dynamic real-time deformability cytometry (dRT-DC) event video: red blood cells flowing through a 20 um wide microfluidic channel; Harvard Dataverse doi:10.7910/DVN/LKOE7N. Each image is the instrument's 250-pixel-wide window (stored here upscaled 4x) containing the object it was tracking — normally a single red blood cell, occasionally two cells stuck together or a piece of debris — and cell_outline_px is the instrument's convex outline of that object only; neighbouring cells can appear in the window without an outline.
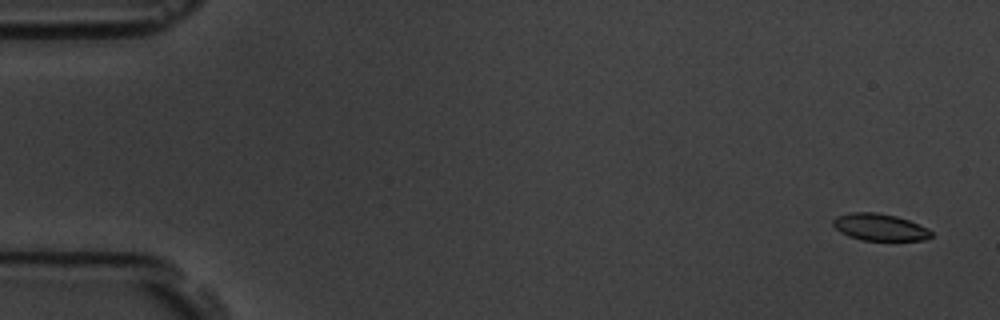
{"species": "common noctule bat (a hibernating species)", "species_latin": "Nyctalus noctula", "temperature_condition": "room temperature", "stored_images_in_passage": 5, "camera_frame_rate_fps": 3000, "um_per_image_px": 0.085, "animal": {"sex": "male", "body_mass_g": 19.5, "forearm_length_mm": 54.6}, "frame": {"image": 1, "passage_image": 1, "time_ms": 0.0, "image_size_px": [1000, 320], "cell_outline_px": [[932, 236], [924, 240], [860, 240], [848, 236], [840, 232], [832, 224], [832, 220], [836, 216], [848, 212], [876, 212], [896, 216], [908, 220], [928, 228], [932, 232]], "centroid_in_image_um": [74.74, 19.3], "position_along_channel_um": 10.3, "area_um2": 15.49}}
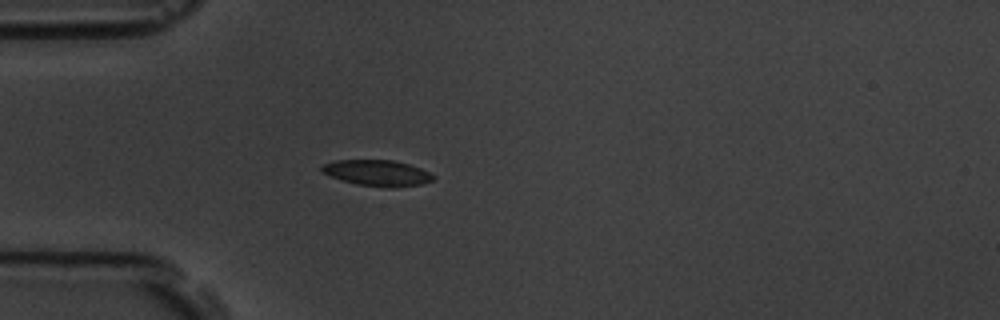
{"frame": {"image": 2, "passage_image": 5, "time_ms": 4.667, "image_size_px": [1000, 320], "cell_outline_px": [[436, 176], [432, 180], [424, 184], [392, 188], [384, 188], [356, 184], [320, 172], [320, 168], [324, 164], [336, 160], [392, 160], [408, 164], [420, 168]], "centroid_in_image_um": [32.09, 14.71], "position_along_channel_um": 52.9, "area_um2": 16.88}}